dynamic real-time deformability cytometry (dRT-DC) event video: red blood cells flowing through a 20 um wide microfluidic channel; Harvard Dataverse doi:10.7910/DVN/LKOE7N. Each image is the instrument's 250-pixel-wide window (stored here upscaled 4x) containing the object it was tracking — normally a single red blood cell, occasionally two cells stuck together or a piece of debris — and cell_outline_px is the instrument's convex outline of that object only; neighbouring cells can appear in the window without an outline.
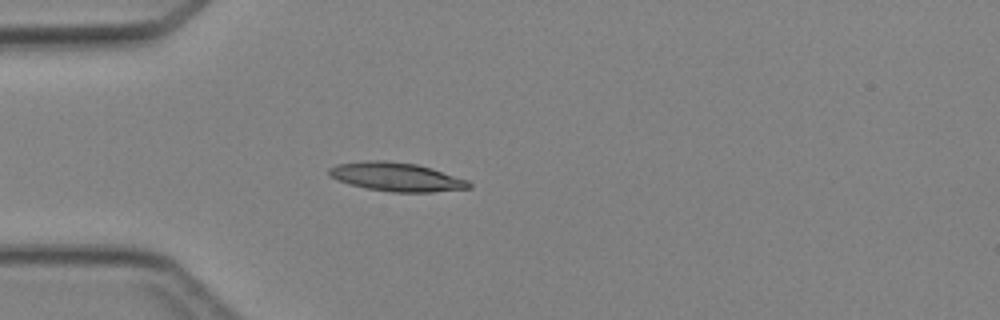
{"species": "Egyptian fruit bat (a non-hibernating species)", "species_latin": "Rousettus aegyptiacus", "temperature_condition": "cold", "stored_images_in_passage": 3, "camera_frame_rate_fps": 3000, "um_per_image_px": 0.085, "animal": {"sex": "female"}, "frame": {"image": 1, "passage_image": 3, "time_ms": 2.667, "image_size_px": [1000, 320], "cell_outline_px": [[472, 188], [432, 192], [392, 192], [368, 188], [348, 184], [336, 180], [328, 176], [328, 168], [336, 164], [368, 160], [384, 160], [416, 164], [432, 168], [468, 180], [472, 184]], "centroid_in_image_um": [33.68, 15.03], "position_along_channel_um": 51.3, "area_um2": 23.58}}